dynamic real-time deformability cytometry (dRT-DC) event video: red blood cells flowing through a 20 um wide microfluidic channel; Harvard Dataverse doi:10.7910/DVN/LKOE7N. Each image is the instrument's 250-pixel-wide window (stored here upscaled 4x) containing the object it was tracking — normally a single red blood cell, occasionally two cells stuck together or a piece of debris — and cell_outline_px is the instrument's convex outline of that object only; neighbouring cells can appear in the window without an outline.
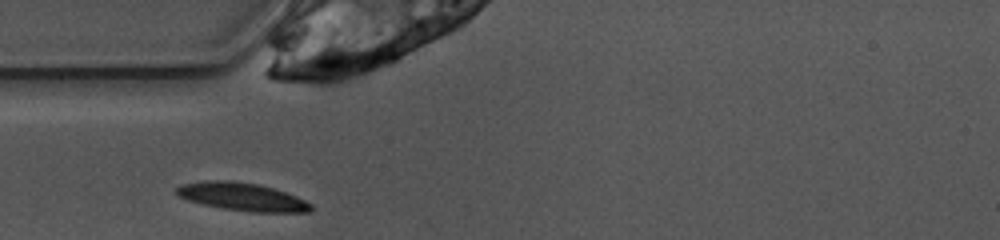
{"species": "common noctule bat (a hibernating species)", "species_latin": "Nyctalus noctula", "temperature_condition": "warm", "stored_images_in_passage": 24, "camera_frame_rate_fps": 3000, "um_per_image_px": 0.085, "animal": {"sex": "female", "body_mass_g": 10.0, "forearm_length_mm": 53.1}, "frame": {"image": 1, "passage_image": 1, "time_ms": 0.0, "image_size_px": [1000, 240], "cell_outline_px": [[312, 208], [308, 212], [252, 212], [224, 208], [204, 204], [188, 200], [176, 196], [172, 192], [176, 188], [184, 184], [208, 180], [232, 180], [256, 184], [272, 188], [296, 196], [312, 204]], "centroid_in_image_um": [20.54, 16.72], "position_along_channel_um": 64.5, "area_um2": 21.73}}
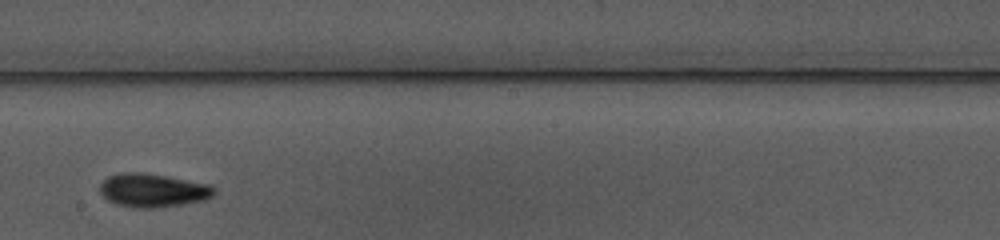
{"frame": {"image": 2, "passage_image": 14, "time_ms": 4.333, "image_size_px": [1000, 240], "cell_outline_px": [[216, 192], [212, 196], [204, 200], [184, 204], [156, 208], [136, 208], [116, 204], [108, 200], [100, 192], [100, 184], [108, 176], [120, 172], [144, 172], [212, 184], [216, 188]], "centroid_in_image_um": [13.02, 16.17], "position_along_channel_um": 235.2, "area_um2": 22.6}}
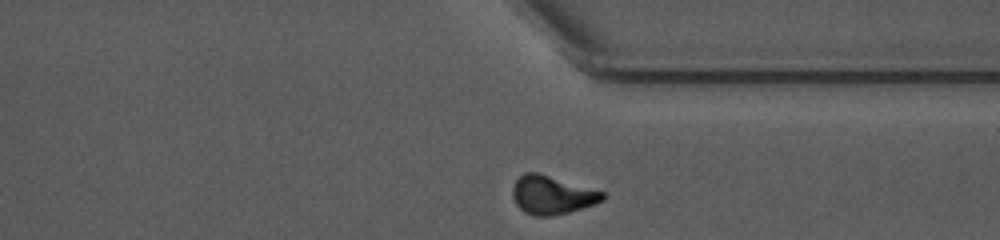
{"frame": {"image": 3, "passage_image": 24, "time_ms": 7.667, "image_size_px": [1000, 240], "cell_outline_px": [[604, 200], [568, 212], [552, 216], [532, 216], [524, 212], [516, 204], [512, 196], [512, 188], [516, 180], [524, 172], [540, 172], [604, 192]], "centroid_in_image_um": [46.88, 16.56], "position_along_channel_um": 364.5, "area_um2": 20.17}, "authors_computed_cell_mechanics": {"area_um2": 20.7791, "velocity_mm_per_s": 3.909, "shape_relaxation_time_tau1_ms": 3.6537, "shape_relaxation_time_tau2_ms": 3.3252, "deformation_change_tau1": 0.1594, "deformation_change_tau2": 0.1005}}